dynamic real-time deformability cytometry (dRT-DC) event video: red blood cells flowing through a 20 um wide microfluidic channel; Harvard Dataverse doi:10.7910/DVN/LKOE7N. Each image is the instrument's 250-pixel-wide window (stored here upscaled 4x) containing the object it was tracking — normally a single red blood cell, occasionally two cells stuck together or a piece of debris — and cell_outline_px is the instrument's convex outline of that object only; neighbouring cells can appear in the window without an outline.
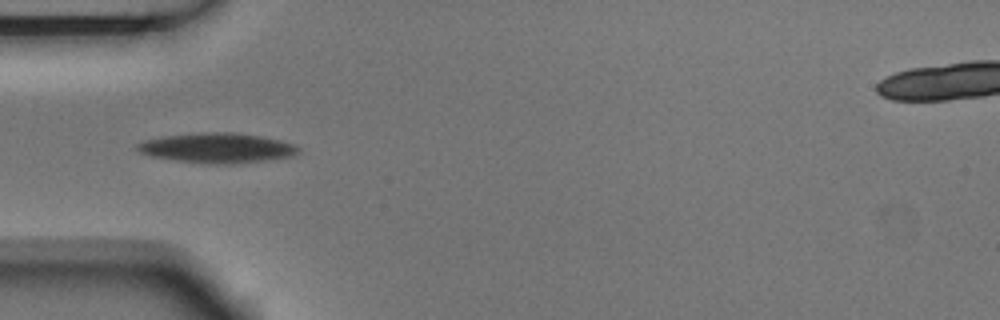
{"species": "Egyptian fruit bat (a non-hibernating species)", "species_latin": "Rousettus aegyptiacus", "temperature_condition": "room temperature", "stored_images_in_passage": 9, "camera_frame_rate_fps": 3000, "um_per_image_px": 0.085, "animal": {"sex": "male"}, "frame": {"image": 1, "passage_image": 3, "time_ms": 0.667, "image_size_px": [1000, 320], "cell_outline_px": [[300, 152], [296, 156], [268, 160], [236, 164], [208, 164], [176, 160], [152, 156], [140, 152], [136, 148], [136, 144], [144, 140], [160, 136], [204, 132], [232, 132], [260, 136], [280, 140], [296, 144], [300, 148]], "centroid_in_image_um": [18.51, 12.58], "position_along_channel_um": 66.5, "area_um2": 28.44}}
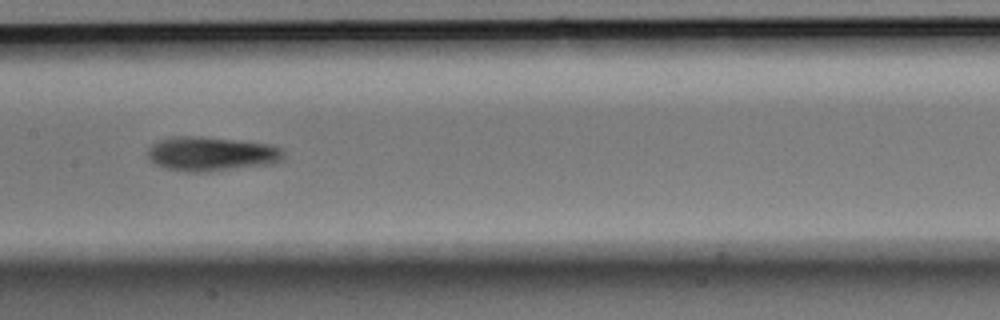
{"frame": {"image": 2, "passage_image": 6, "time_ms": 1.667, "image_size_px": [1000, 320], "cell_outline_px": [[284, 160], [272, 164], [208, 172], [188, 172], [164, 168], [156, 164], [148, 156], [148, 148], [152, 144], [160, 140], [180, 136], [200, 136], [240, 140], [272, 144], [284, 148]], "centroid_in_image_um": [18.04, 13.08], "position_along_channel_um": 189.4, "area_um2": 27.51}}
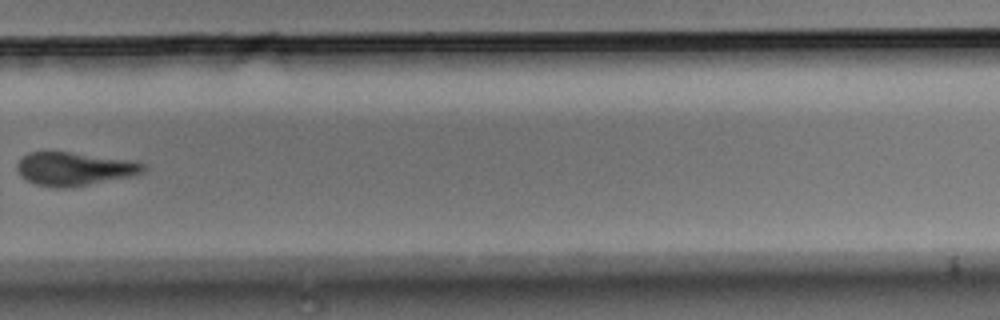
{"frame": {"image": 3, "passage_image": 9, "time_ms": 2.667, "image_size_px": [1000, 320], "cell_outline_px": [[148, 168], [144, 172], [136, 176], [64, 188], [56, 188], [36, 184], [20, 176], [16, 168], [16, 164], [28, 152], [68, 152], [136, 160], [148, 164]], "centroid_in_image_um": [6.41, 14.35], "position_along_channel_um": 323.4, "area_um2": 24.85}}